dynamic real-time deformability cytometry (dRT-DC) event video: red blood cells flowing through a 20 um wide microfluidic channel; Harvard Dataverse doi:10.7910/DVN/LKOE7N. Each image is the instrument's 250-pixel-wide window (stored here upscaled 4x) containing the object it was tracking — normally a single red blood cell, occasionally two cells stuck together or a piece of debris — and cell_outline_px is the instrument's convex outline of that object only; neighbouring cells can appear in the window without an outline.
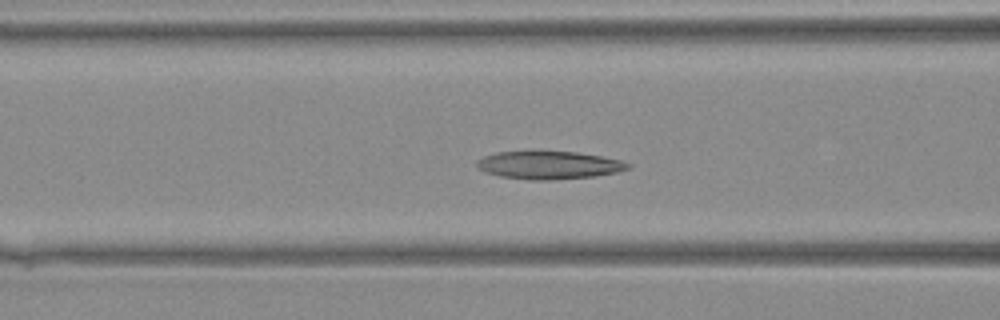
{"species": "Egyptian fruit bat (a non-hibernating species)", "species_latin": "Rousettus aegyptiacus", "temperature_condition": "warm", "stored_images_in_passage": 32, "camera_frame_rate_fps": 3000, "um_per_image_px": 0.085, "animal": {"sex": "female"}, "frame": {"image": 1, "passage_image": 11, "time_ms": 3.333, "image_size_px": [1000, 320], "cell_outline_px": [[632, 164], [628, 168], [616, 172], [592, 176], [548, 180], [528, 180], [500, 176], [484, 172], [476, 168], [476, 160], [484, 156], [496, 152], [532, 148], [540, 148], [576, 152], [600, 156], [620, 160]], "centroid_in_image_um": [46.54, 13.98], "position_along_channel_um": 120.1, "area_um2": 25.61}}
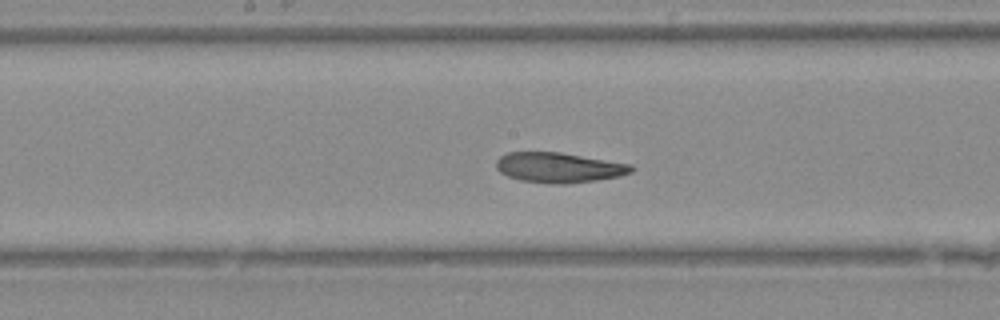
{"frame": {"image": 2, "passage_image": 16, "time_ms": 5.0, "image_size_px": [1000, 320], "cell_outline_px": [[636, 168], [632, 172], [620, 176], [596, 180], [564, 184], [552, 184], [520, 180], [508, 176], [500, 172], [496, 168], [496, 160], [500, 156], [508, 152], [560, 152], [632, 164]], "centroid_in_image_um": [47.52, 14.24], "position_along_channel_um": 200.7, "area_um2": 23.81}}
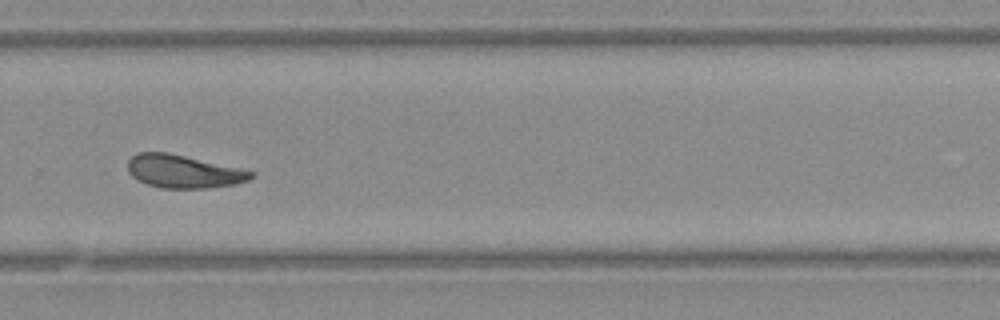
{"frame": {"image": 3, "passage_image": 23, "time_ms": 7.333, "image_size_px": [1000, 320], "cell_outline_px": [[256, 176], [248, 180], [236, 184], [208, 188], [164, 188], [148, 184], [132, 176], [128, 172], [128, 160], [132, 156], [140, 152], [168, 152], [240, 168], [256, 172]], "centroid_in_image_um": [15.63, 14.57], "position_along_channel_um": 314.2, "area_um2": 23.7}}